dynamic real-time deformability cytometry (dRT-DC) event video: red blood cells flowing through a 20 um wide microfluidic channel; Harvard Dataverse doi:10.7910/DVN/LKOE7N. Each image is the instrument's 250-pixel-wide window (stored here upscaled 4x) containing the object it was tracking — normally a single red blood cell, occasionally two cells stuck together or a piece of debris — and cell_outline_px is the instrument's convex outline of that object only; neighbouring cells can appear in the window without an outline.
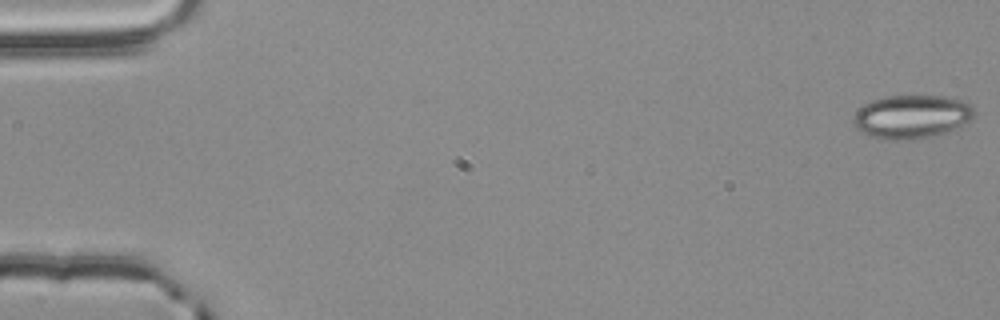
{"species": "common noctule bat (a hibernating species)", "species_latin": "Nyctalus noctula", "temperature_condition": "room temperature", "stored_images_in_passage": 55, "camera_frame_rate_fps": 3000, "um_per_image_px": 0.085, "animal": {"sex": "male", "body_mass_g": 20.4}, "frame": {"image": 1, "passage_image": 1, "time_ms": 0.0, "image_size_px": [1000, 320], "cell_outline_px": [[972, 120], [944, 132], [912, 140], [884, 140], [868, 136], [856, 128], [852, 120], [856, 112], [864, 104], [872, 100], [884, 96], [944, 96], [960, 100], [968, 104], [972, 108]], "centroid_in_image_um": [77.41, 9.92], "position_along_channel_um": 7.6, "area_um2": 30.35}}
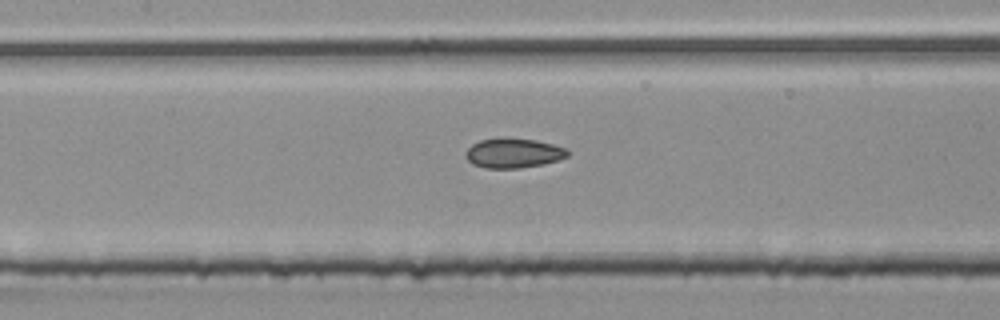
{"frame": {"image": 2, "passage_image": 26, "time_ms": 8.333, "image_size_px": [1000, 320], "cell_outline_px": [[568, 156], [560, 160], [540, 164], [516, 168], [484, 168], [472, 164], [464, 156], [464, 152], [472, 144], [480, 140], [500, 136], [508, 136], [536, 140], [552, 144], [564, 148], [568, 152]], "centroid_in_image_um": [43.58, 12.98], "position_along_channel_um": 163.8, "area_um2": 17.92}}
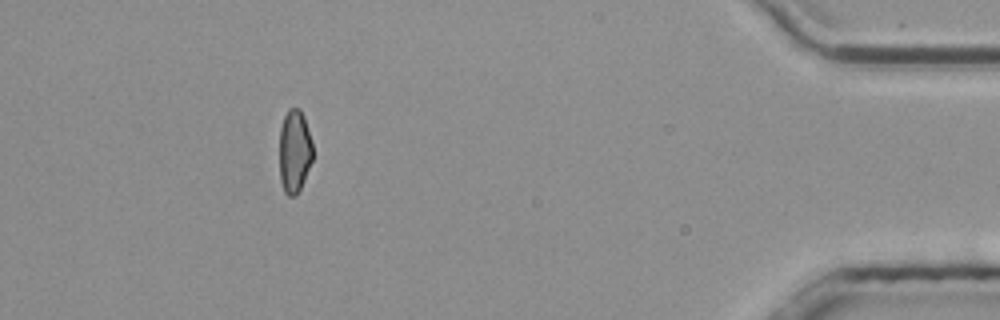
{"frame": {"image": 3, "passage_image": 50, "time_ms": 16.333, "image_size_px": [1000, 320], "cell_outline_px": [[312, 160], [304, 180], [296, 196], [288, 196], [284, 192], [280, 180], [280, 128], [284, 116], [288, 108], [300, 108], [304, 116], [312, 140]], "centroid_in_image_um": [25.03, 12.84], "position_along_channel_um": 410.2, "area_um2": 16.24}, "authors_computed_cell_mechanics": {"area_um2": 17.34, "velocity_mm_per_s": 3.8347, "shape_relaxation_time_tau1_ms": 5.9163, "shape_relaxation_time_tau2_ms": 2.6504, "deformation_change_tau1": 0.1243, "deformation_change_tau2": 0.07}}